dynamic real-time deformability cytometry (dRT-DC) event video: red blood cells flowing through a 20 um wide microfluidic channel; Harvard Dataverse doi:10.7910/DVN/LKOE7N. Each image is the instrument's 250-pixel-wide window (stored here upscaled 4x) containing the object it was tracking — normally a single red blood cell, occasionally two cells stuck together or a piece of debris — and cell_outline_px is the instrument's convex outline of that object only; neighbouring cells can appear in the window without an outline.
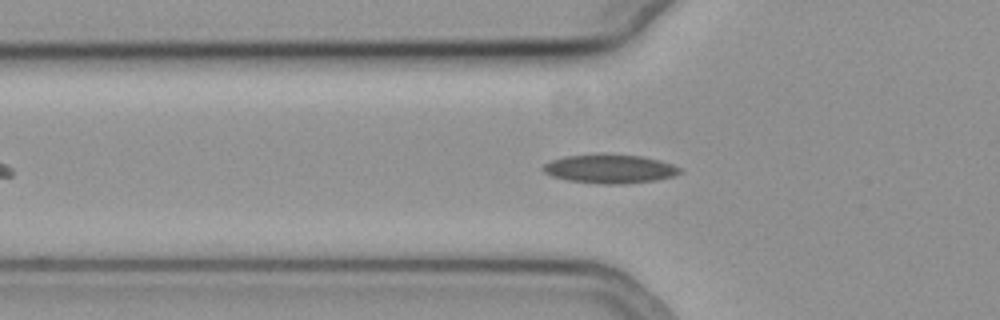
{"species": "common noctule bat (a hibernating species)", "species_latin": "Nyctalus noctula", "temperature_condition": "cold", "stored_images_in_passage": 33, "camera_frame_rate_fps": 3000, "um_per_image_px": 0.085, "animal": {"sex": "female", "body_mass_g": 19.3, "forearm_length_mm": 54.1}, "frame": {"image": 1, "passage_image": 8, "time_ms": 2.333, "image_size_px": [1000, 320], "cell_outline_px": [[684, 172], [676, 176], [656, 180], [624, 184], [604, 184], [568, 180], [552, 176], [544, 172], [540, 168], [544, 164], [552, 160], [568, 156], [640, 156], [660, 160], [672, 164], [680, 168]], "centroid_in_image_um": [51.89, 14.39], "position_along_channel_um": 73.9, "area_um2": 22.37}}
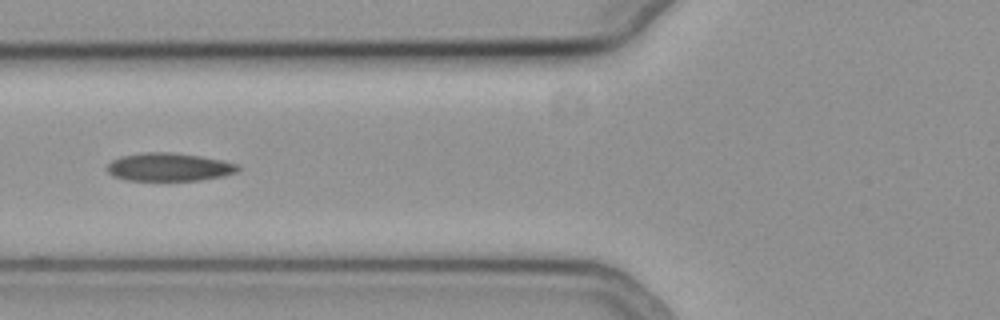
{"frame": {"image": 2, "passage_image": 11, "time_ms": 3.333, "image_size_px": [1000, 320], "cell_outline_px": [[240, 168], [236, 172], [224, 176], [200, 180], [128, 180], [112, 176], [108, 172], [108, 164], [112, 160], [120, 156], [148, 152], [168, 152], [200, 156], [240, 164]], "centroid_in_image_um": [14.38, 14.2], "position_along_channel_um": 111.4, "area_um2": 21.33}}
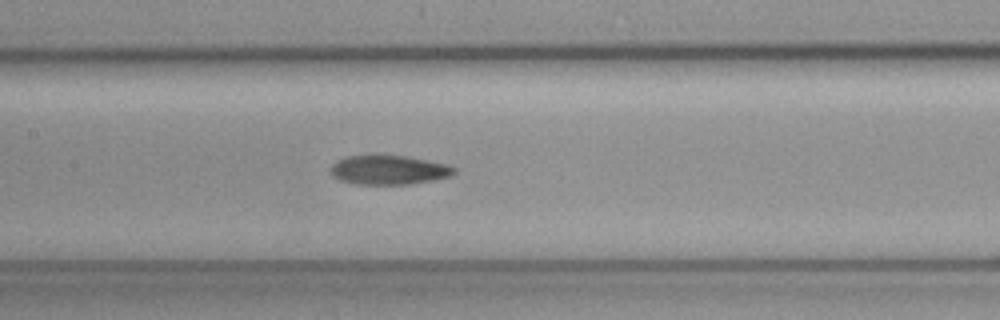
{"frame": {"image": 3, "passage_image": 16, "time_ms": 5.0, "image_size_px": [1000, 320], "cell_outline_px": [[456, 172], [452, 176], [412, 184], [352, 184], [340, 180], [332, 176], [332, 164], [336, 160], [348, 156], [372, 152], [404, 156], [448, 164], [456, 168]], "centroid_in_image_um": [33.02, 14.41], "position_along_channel_um": 174.4, "area_um2": 21.73}, "authors_computed_cell_mechanics": {"area_um2": 21.3282, "velocity_mm_per_s": 3.7481, "shape_relaxation_time_tau1_ms": null, "shape_relaxation_time_tau2_ms": 1.7374, "deformation_change_tau1": null, "deformation_change_tau2": 0.047}}